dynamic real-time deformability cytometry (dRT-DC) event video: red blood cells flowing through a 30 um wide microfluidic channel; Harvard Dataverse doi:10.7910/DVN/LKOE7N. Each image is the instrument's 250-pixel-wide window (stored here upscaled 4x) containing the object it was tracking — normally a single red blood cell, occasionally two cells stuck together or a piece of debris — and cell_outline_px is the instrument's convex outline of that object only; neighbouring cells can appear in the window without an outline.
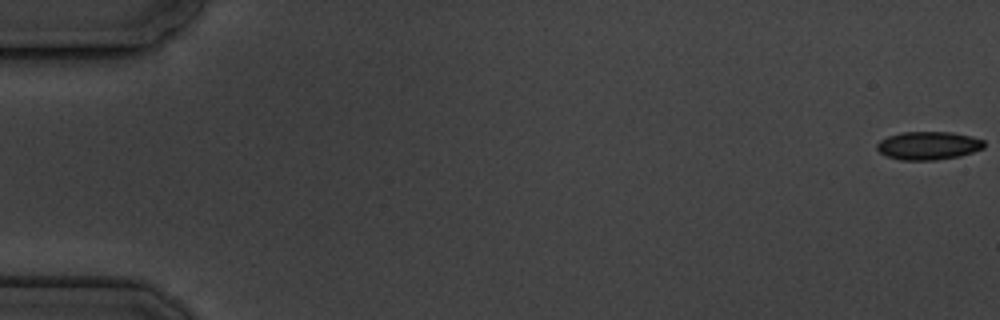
{"species": "common noctule bat (a hibernating species)", "species_latin": "Nyctalus noctula", "temperature_condition": "cold", "stored_images_in_passage": 4, "camera_frame_rate_fps": 3000, "um_per_image_px": 0.085, "animal": {"sex": "male", "body_mass_g": 19.5, "forearm_length_mm": 54.6}, "frame": {"image": 1, "passage_image": 1, "time_ms": 0.0, "image_size_px": [1000, 320], "cell_outline_px": [[984, 148], [960, 156], [936, 160], [900, 160], [888, 156], [880, 152], [876, 148], [876, 144], [880, 140], [888, 136], [900, 132], [952, 132], [972, 136], [984, 140]], "centroid_in_image_um": [78.91, 12.37], "position_along_channel_um": 6.1, "area_um2": 17.69}}
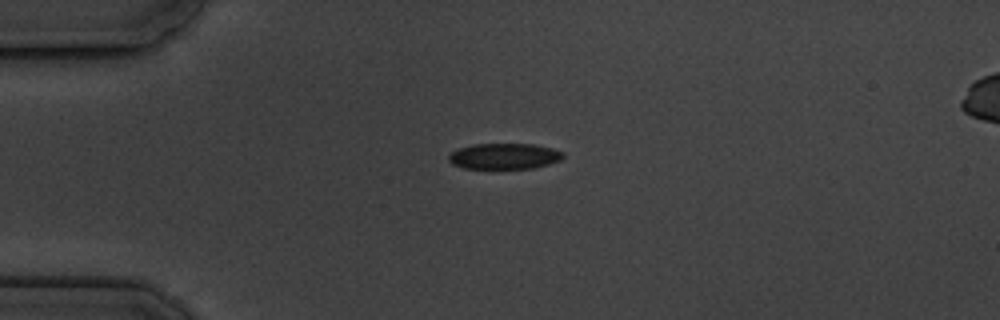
{"frame": {"image": 2, "passage_image": 4, "time_ms": 4.667, "image_size_px": [1000, 320], "cell_outline_px": [[564, 156], [560, 160], [536, 168], [464, 168], [452, 164], [448, 160], [448, 156], [452, 152], [460, 148], [472, 144], [536, 144], [552, 148], [564, 152]], "centroid_in_image_um": [42.88, 13.27], "position_along_channel_um": 42.1, "area_um2": 17.22}}